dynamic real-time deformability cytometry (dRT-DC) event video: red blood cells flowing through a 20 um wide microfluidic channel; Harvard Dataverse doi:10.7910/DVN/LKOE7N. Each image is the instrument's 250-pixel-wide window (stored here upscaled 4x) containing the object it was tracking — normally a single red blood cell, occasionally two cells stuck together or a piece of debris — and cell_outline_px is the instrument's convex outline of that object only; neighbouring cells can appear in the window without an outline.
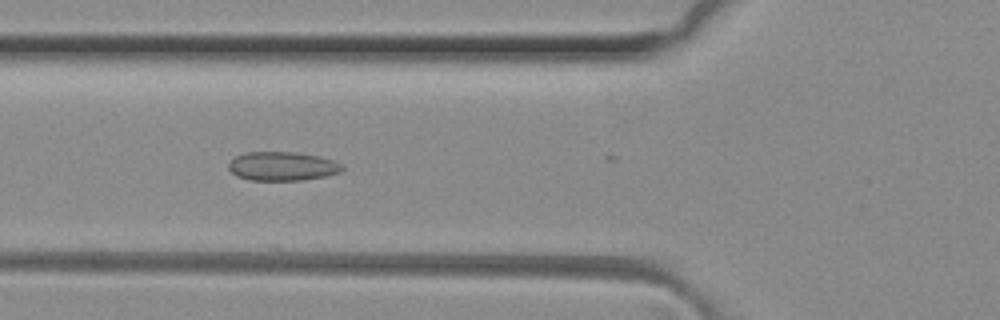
{"species": "common noctule bat (a hibernating species)", "species_latin": "Nyctalus noctula", "temperature_condition": "room temperature", "stored_images_in_passage": 46, "camera_frame_rate_fps": 3000, "um_per_image_px": 0.085, "animal": {"sex": "female", "body_mass_g": 29.2, "forearm_length_mm": 56.3}, "frame": {"image": 1, "passage_image": 17, "time_ms": 5.333, "image_size_px": [1000, 320], "cell_outline_px": [[344, 168], [340, 172], [324, 176], [304, 180], [248, 180], [236, 176], [228, 168], [228, 164], [236, 156], [244, 152], [296, 152], [320, 156], [336, 160], [344, 164]], "centroid_in_image_um": [24.03, 14.12], "position_along_channel_um": 101.8, "area_um2": 19.36}}
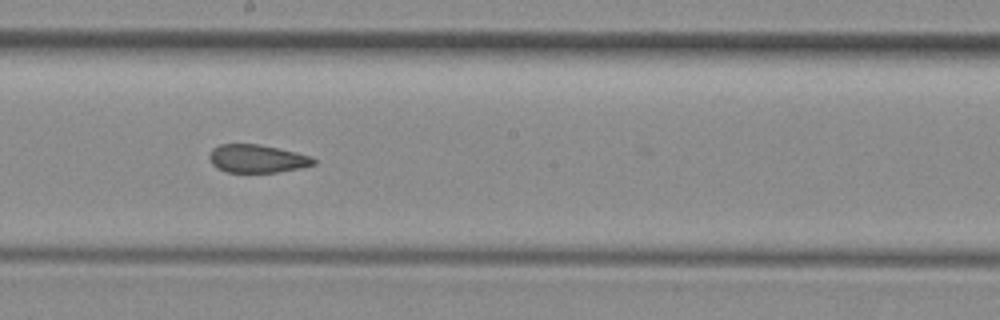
{"frame": {"image": 2, "passage_image": 26, "time_ms": 8.333, "image_size_px": [1000, 320], "cell_outline_px": [[316, 164], [300, 168], [276, 172], [224, 172], [216, 168], [212, 164], [208, 156], [212, 148], [220, 144], [260, 144], [296, 152], [312, 156], [316, 160]], "centroid_in_image_um": [21.84, 13.48], "position_along_channel_um": 226.4, "area_um2": 17.22}}
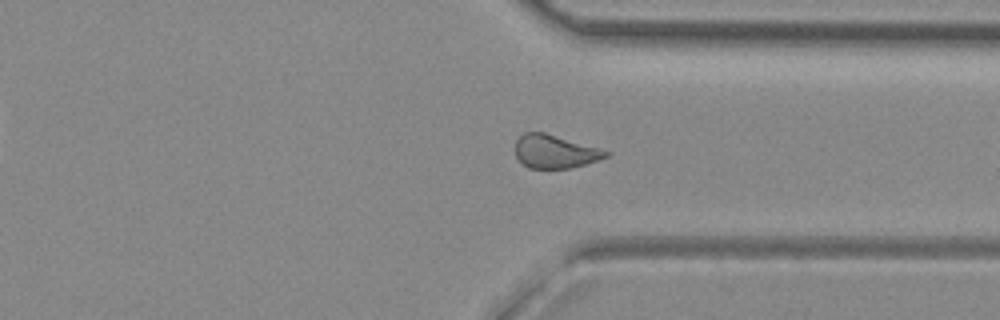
{"frame": {"image": 3, "passage_image": 36, "time_ms": 11.667, "image_size_px": [1000, 320], "cell_outline_px": [[612, 152], [608, 156], [584, 164], [568, 168], [528, 168], [516, 156], [516, 140], [524, 132], [544, 132]], "centroid_in_image_um": [47.15, 12.87], "position_along_channel_um": 364.2, "area_um2": 17.28}, "authors_computed_cell_mechanics": {"area_um2": 18.3804, "velocity_mm_per_s": 4.1478, "shape_relaxation_time_tau1_ms": null, "shape_relaxation_time_tau2_ms": 1.7572, "deformation_change_tau1": null, "deformation_change_tau2": 0.0823}}